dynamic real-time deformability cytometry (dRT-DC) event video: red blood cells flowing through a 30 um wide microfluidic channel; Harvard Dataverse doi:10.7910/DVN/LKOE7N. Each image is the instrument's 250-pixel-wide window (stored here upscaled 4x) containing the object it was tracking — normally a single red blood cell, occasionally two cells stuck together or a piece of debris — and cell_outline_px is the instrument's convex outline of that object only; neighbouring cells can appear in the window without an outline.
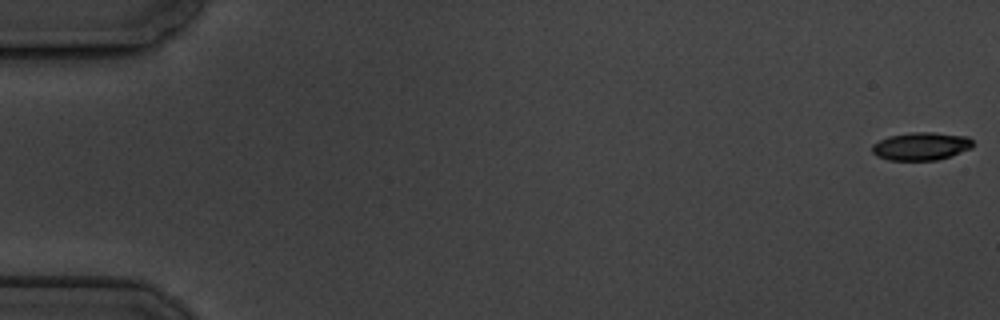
{"species": "common noctule bat (a hibernating species)", "species_latin": "Nyctalus noctula", "temperature_condition": "cold", "stored_images_in_passage": 6, "camera_frame_rate_fps": 3000, "um_per_image_px": 0.085, "animal": {"sex": "male", "body_mass_g": 19.5, "forearm_length_mm": 54.6}, "frame": {"image": 1, "passage_image": 1, "time_ms": 0.0, "image_size_px": [1000, 320], "cell_outline_px": [[972, 148], [936, 160], [888, 160], [876, 156], [872, 152], [872, 144], [888, 136], [912, 132], [932, 132], [968, 136], [972, 140]], "centroid_in_image_um": [78.26, 12.42], "position_along_channel_um": 6.7, "area_um2": 16.36}}
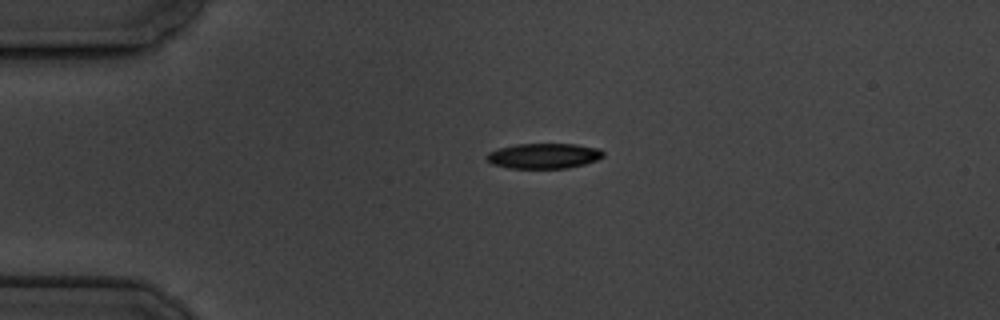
{"frame": {"image": 2, "passage_image": 4, "time_ms": 4.333, "image_size_px": [1000, 320], "cell_outline_px": [[604, 156], [596, 160], [584, 164], [568, 168], [508, 168], [492, 164], [484, 156], [488, 152], [500, 148], [516, 144], [576, 144], [600, 148], [604, 152]], "centroid_in_image_um": [46.23, 13.25], "position_along_channel_um": 38.8, "area_um2": 17.22}}
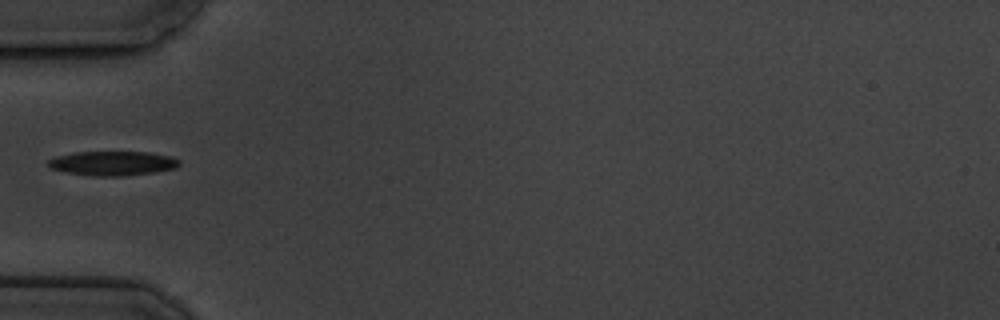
{"frame": {"image": 3, "passage_image": 6, "time_ms": 6.333, "image_size_px": [1000, 320], "cell_outline_px": [[180, 164], [176, 168], [152, 172], [124, 176], [92, 176], [68, 172], [48, 168], [48, 160], [56, 156], [76, 152], [148, 152], [172, 156], [180, 160]], "centroid_in_image_um": [9.58, 13.88], "position_along_channel_um": 75.4, "area_um2": 18.61}}